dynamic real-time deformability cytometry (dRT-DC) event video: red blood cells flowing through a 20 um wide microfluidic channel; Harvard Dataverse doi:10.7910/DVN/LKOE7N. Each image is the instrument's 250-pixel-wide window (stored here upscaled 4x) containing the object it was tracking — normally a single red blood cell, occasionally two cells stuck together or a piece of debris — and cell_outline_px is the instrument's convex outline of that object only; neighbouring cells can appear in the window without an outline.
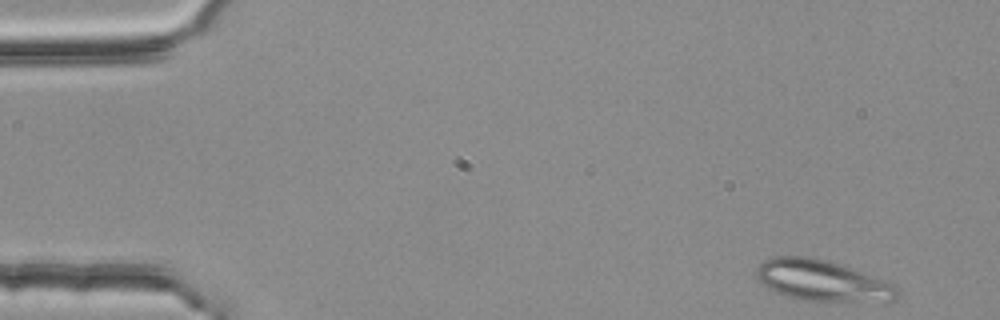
{"species": "common noctule bat (a hibernating species)", "species_latin": "Nyctalus noctula", "temperature_condition": "room temperature", "stored_images_in_passage": 4, "camera_frame_rate_fps": 3000, "um_per_image_px": 0.085, "animal": {"sex": "female", "body_mass_g": 25.1}, "frame": {"image": 1, "passage_image": 1, "time_ms": 0.0, "image_size_px": [1000, 320], "cell_outline_px": [[904, 292], [900, 296], [892, 300], [804, 300], [788, 296], [776, 292], [768, 288], [756, 276], [756, 268], [764, 260], [772, 256], [808, 256], [828, 260], [888, 280], [896, 284]], "centroid_in_image_um": [69.94, 23.82], "position_along_channel_um": 15.1, "area_um2": 33.58}}